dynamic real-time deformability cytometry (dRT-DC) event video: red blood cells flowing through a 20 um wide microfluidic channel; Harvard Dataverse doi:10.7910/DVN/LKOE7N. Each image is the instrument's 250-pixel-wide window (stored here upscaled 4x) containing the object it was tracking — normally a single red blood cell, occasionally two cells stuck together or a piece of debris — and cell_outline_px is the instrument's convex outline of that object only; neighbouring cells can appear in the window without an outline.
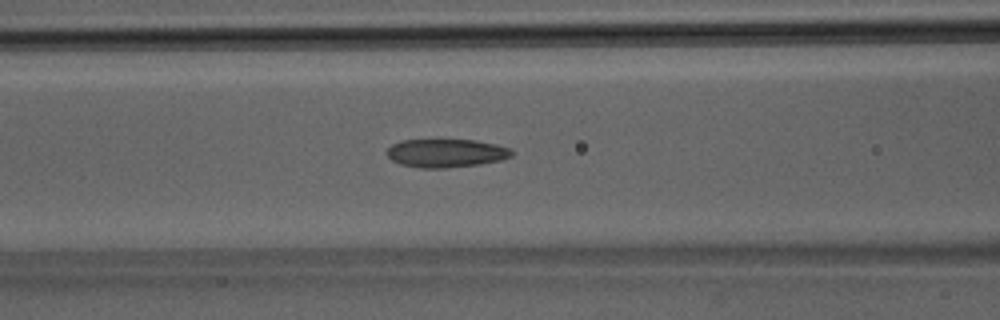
{"species": "Egyptian fruit bat (a non-hibernating species)", "species_latin": "Rousettus aegyptiacus", "temperature_condition": "room temperature", "stored_images_in_passage": 39, "camera_frame_rate_fps": 3000, "um_per_image_px": 0.085, "animal": {"sex": "male"}, "frame": {"image": 1, "passage_image": 16, "time_ms": 5.0, "image_size_px": [1000, 320], "cell_outline_px": [[512, 156], [500, 160], [480, 164], [444, 168], [420, 168], [400, 164], [392, 160], [388, 156], [388, 148], [392, 144], [400, 140], [476, 140], [496, 144], [512, 148]], "centroid_in_image_um": [37.93, 13.01], "position_along_channel_um": 128.7, "area_um2": 20.63}}
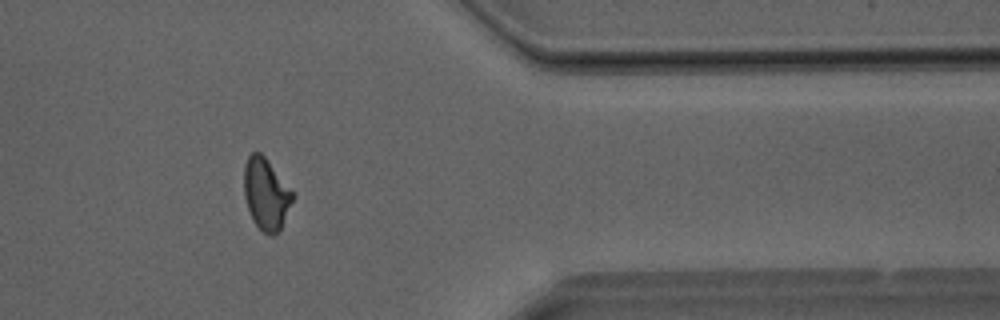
{"frame": {"image": 2, "passage_image": 32, "time_ms": 10.333, "image_size_px": [1000, 320], "cell_outline_px": [[296, 196], [280, 232], [272, 236], [264, 232], [252, 220], [244, 196], [244, 164], [248, 156], [252, 152], [260, 152], [264, 156]], "centroid_in_image_um": [22.63, 16.52], "position_along_channel_um": 388.8, "area_um2": 20.4}}
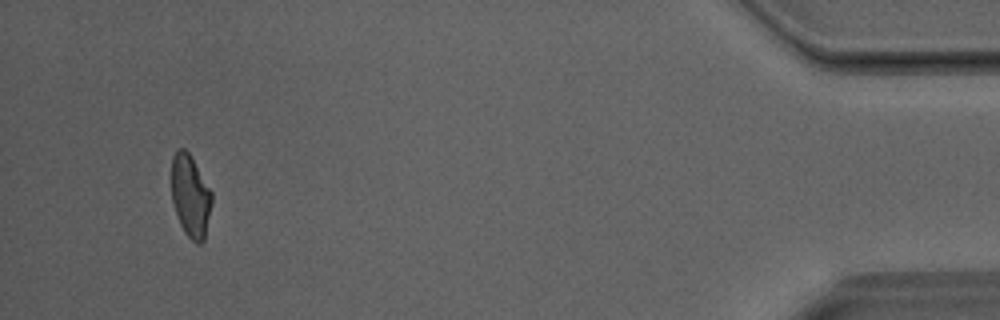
{"frame": {"image": 3, "passage_image": 37, "time_ms": 12.0, "image_size_px": [1000, 320], "cell_outline_px": [[212, 204], [204, 240], [200, 244], [196, 244], [184, 232], [180, 224], [172, 200], [172, 156], [180, 148], [184, 148], [188, 152], [212, 192]], "centroid_in_image_um": [16.2, 16.69], "position_along_channel_um": 419.0, "area_um2": 19.13}}